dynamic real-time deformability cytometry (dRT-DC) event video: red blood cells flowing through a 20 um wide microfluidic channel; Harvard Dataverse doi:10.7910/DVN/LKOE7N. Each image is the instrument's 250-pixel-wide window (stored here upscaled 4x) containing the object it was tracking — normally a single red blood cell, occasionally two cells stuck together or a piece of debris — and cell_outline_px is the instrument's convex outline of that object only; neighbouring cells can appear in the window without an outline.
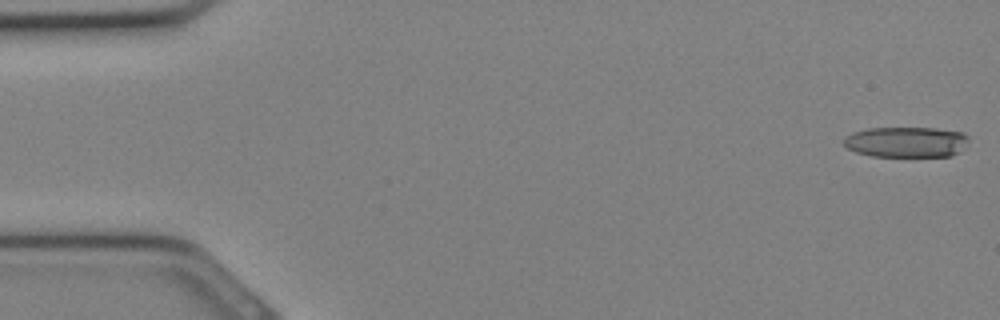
{"species": "Egyptian fruit bat (a non-hibernating species)", "species_latin": "Rousettus aegyptiacus", "temperature_condition": "cold", "stored_images_in_passage": 10, "camera_frame_rate_fps": 3000, "um_per_image_px": 0.085, "animal": {"sex": "female"}, "frame": {"image": 1, "passage_image": 1, "time_ms": 0.0, "image_size_px": [1000, 320], "cell_outline_px": [[968, 140], [960, 152], [952, 156], [872, 156], [856, 152], [848, 148], [844, 144], [844, 136], [852, 132], [868, 128], [936, 128], [964, 132], [968, 136]], "centroid_in_image_um": [77.04, 12.06], "position_along_channel_um": 8.0, "area_um2": 22.37}}
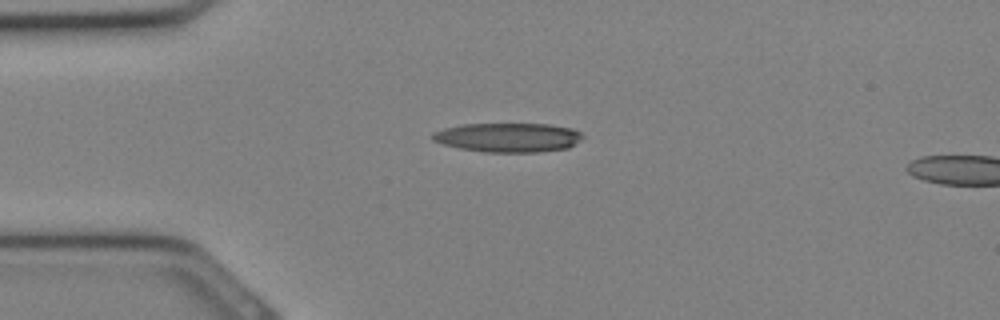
{"frame": {"image": 2, "passage_image": 8, "time_ms": 2.333, "image_size_px": [1000, 320], "cell_outline_px": [[584, 136], [580, 140], [568, 148], [536, 152], [484, 152], [460, 148], [444, 144], [432, 140], [432, 132], [444, 128], [460, 124], [552, 124], [572, 128], [580, 132]], "centroid_in_image_um": [43.19, 11.68], "position_along_channel_um": 41.8, "area_um2": 25.61}}